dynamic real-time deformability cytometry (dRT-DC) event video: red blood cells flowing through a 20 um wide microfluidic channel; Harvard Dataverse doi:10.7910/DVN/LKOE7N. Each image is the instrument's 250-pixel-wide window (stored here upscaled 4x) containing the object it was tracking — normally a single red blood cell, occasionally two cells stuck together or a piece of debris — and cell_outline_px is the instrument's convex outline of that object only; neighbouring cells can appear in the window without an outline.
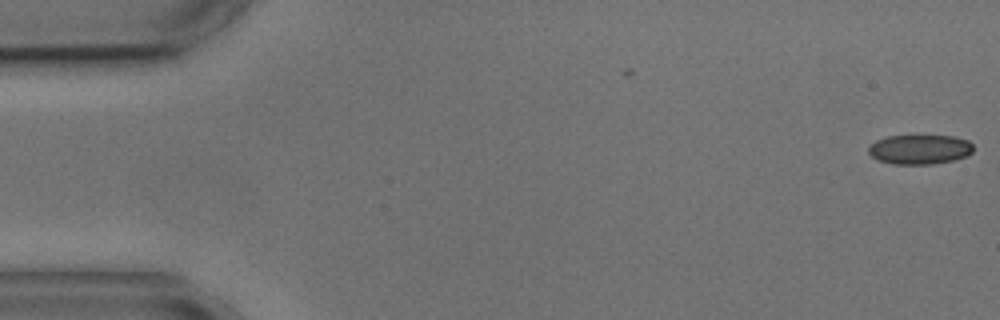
{"species": "common noctule bat (a hibernating species)", "species_latin": "Nyctalus noctula", "temperature_condition": "cold", "stored_images_in_passage": 6, "camera_frame_rate_fps": 3000, "um_per_image_px": 0.085, "animal": {"sex": "male", "body_mass_g": 17.9, "forearm_length_mm": 54.2}, "frame": {"image": 1, "passage_image": 1, "time_ms": 0.0, "image_size_px": [1000, 320], "cell_outline_px": [[972, 152], [968, 156], [952, 160], [932, 164], [892, 164], [880, 160], [872, 156], [868, 152], [868, 148], [876, 140], [888, 136], [952, 136], [968, 140], [972, 144]], "centroid_in_image_um": [78.19, 12.7], "position_along_channel_um": 6.8, "area_um2": 17.92}}
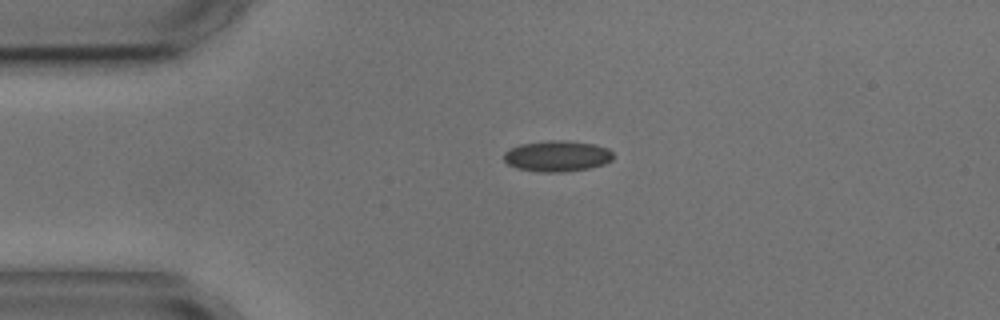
{"frame": {"image": 2, "passage_image": 4, "time_ms": 3.667, "image_size_px": [1000, 320], "cell_outline_px": [[612, 160], [604, 164], [588, 168], [564, 172], [540, 172], [516, 168], [508, 164], [504, 160], [504, 152], [520, 144], [548, 140], [564, 140], [596, 144], [608, 148], [612, 152]], "centroid_in_image_um": [47.36, 13.26], "position_along_channel_um": 37.6, "area_um2": 19.77}}